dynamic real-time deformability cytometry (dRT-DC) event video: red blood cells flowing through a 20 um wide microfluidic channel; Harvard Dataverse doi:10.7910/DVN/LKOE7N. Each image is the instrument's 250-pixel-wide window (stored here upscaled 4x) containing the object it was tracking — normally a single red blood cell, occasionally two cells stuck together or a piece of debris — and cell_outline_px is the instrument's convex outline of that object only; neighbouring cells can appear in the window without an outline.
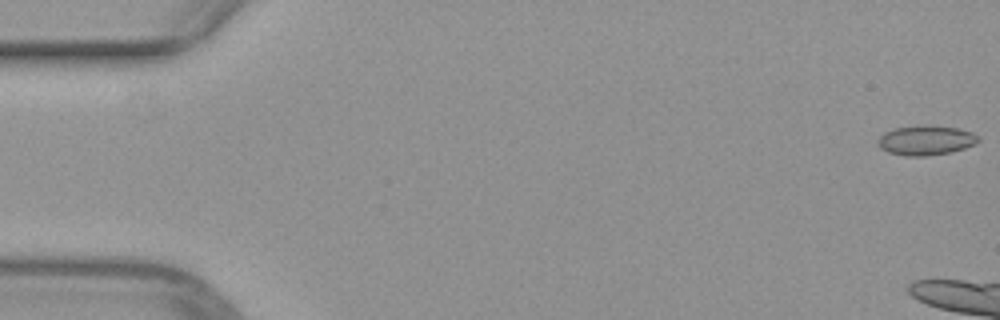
{"species": "common noctule bat (a hibernating species)", "species_latin": "Nyctalus noctula", "temperature_condition": "warm", "stored_images_in_passage": 7, "camera_frame_rate_fps": 3000, "um_per_image_px": 0.085, "animal": {"sex": "female", "body_mass_g": 29.2, "forearm_length_mm": 56.3}, "frame": {"image": 1, "passage_image": 1, "time_ms": 0.0, "image_size_px": [1000, 320], "cell_outline_px": [[980, 140], [976, 144], [952, 152], [924, 156], [904, 156], [888, 152], [880, 148], [876, 140], [884, 132], [892, 128], [924, 124], [956, 128], [972, 132], [980, 136]], "centroid_in_image_um": [78.69, 11.91], "position_along_channel_um": 6.3, "area_um2": 17.69}}